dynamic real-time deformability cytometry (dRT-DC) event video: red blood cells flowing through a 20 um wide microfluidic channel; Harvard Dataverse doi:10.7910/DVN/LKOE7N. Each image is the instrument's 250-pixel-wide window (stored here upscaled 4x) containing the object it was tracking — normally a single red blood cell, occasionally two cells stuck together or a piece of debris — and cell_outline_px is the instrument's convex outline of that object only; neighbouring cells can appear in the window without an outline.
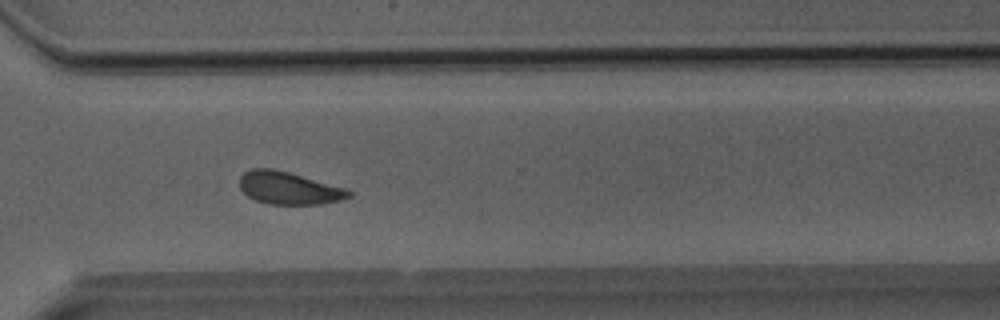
{"species": "Egyptian fruit bat (a non-hibernating species)", "species_latin": "Rousettus aegyptiacus", "temperature_condition": "room temperature", "stored_images_in_passage": 29, "camera_frame_rate_fps": 3000, "um_per_image_px": 0.085, "animal": {"sex": "male"}, "frame": {"image": 1, "passage_image": 21, "time_ms": 6.667, "image_size_px": [1000, 320], "cell_outline_px": [[352, 196], [340, 200], [320, 204], [268, 204], [256, 200], [248, 196], [240, 188], [240, 176], [244, 172], [252, 168], [272, 168], [288, 172], [348, 188], [352, 192]], "centroid_in_image_um": [24.57, 15.98], "position_along_channel_um": 346.0, "area_um2": 20.75}}
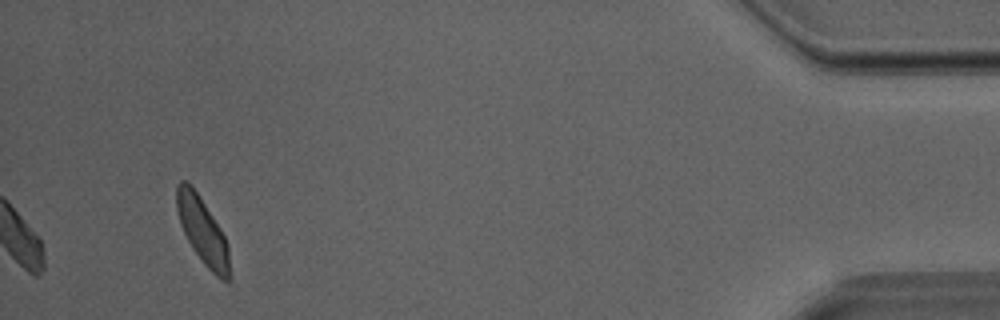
{"frame": {"image": 2, "passage_image": 29, "time_ms": 9.333, "image_size_px": [1000, 320], "cell_outline_px": [[228, 280], [224, 280], [216, 276], [204, 264], [192, 248], [180, 224], [176, 208], [176, 184], [180, 180], [184, 180], [192, 184], [220, 228], [228, 244]], "centroid_in_image_um": [17.16, 19.54], "position_along_channel_um": 418.0, "area_um2": 20.17}}